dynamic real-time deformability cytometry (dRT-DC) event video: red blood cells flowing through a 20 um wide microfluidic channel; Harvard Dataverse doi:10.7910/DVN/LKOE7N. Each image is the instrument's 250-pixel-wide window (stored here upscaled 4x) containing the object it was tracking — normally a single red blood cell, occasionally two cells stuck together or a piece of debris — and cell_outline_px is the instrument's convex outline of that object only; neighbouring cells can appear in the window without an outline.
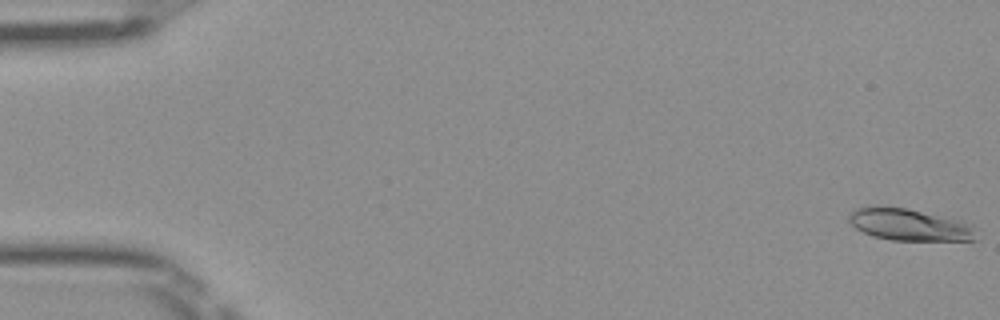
{"species": "Egyptian fruit bat (a non-hibernating species)", "species_latin": "Rousettus aegyptiacus", "temperature_condition": "room temperature", "stored_images_in_passage": 51, "camera_frame_rate_fps": 3000, "um_per_image_px": 0.085, "frame": {"image": 1, "passage_image": 1, "time_ms": 0.0, "image_size_px": [1000, 320], "cell_outline_px": [[976, 240], [892, 240], [872, 236], [856, 228], [848, 220], [848, 212], [856, 208], [880, 204], [908, 208], [960, 220], [972, 224], [976, 228]], "centroid_in_image_um": [77.27, 19.07], "position_along_channel_um": 7.7, "area_um2": 24.1}}
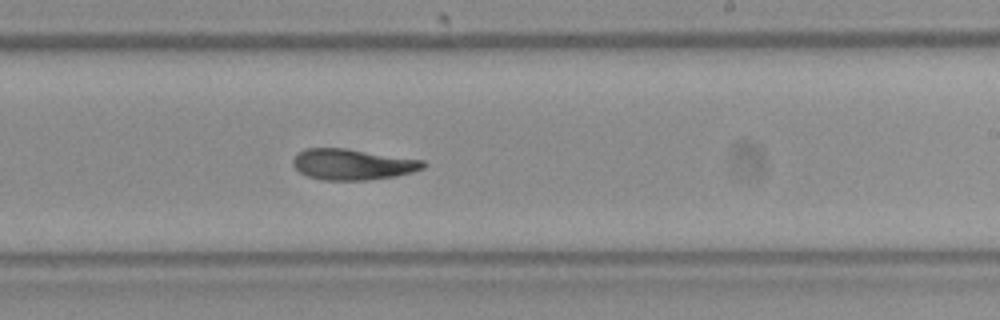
{"frame": {"image": 2, "passage_image": 31, "time_ms": 10.0, "image_size_px": [1000, 320], "cell_outline_px": [[428, 164], [424, 168], [412, 172], [396, 176], [368, 180], [320, 180], [308, 176], [300, 172], [292, 164], [292, 160], [296, 152], [304, 148], [344, 148], [424, 160]], "centroid_in_image_um": [29.95, 13.97], "position_along_channel_um": 259.0, "area_um2": 23.64}}
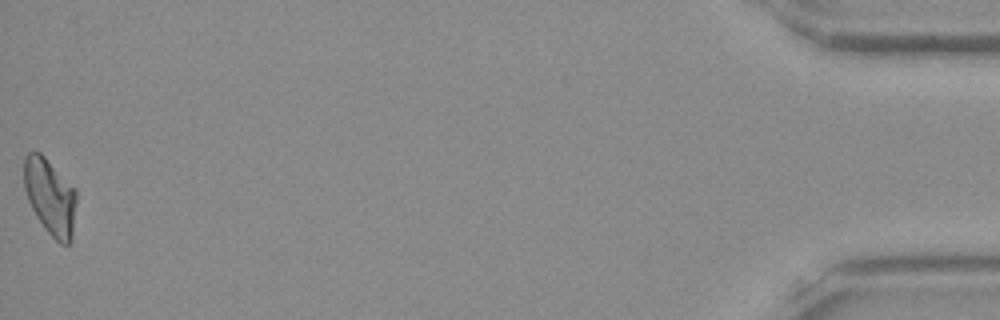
{"frame": {"image": 3, "passage_image": 51, "time_ms": 16.667, "image_size_px": [1000, 320], "cell_outline_px": [[76, 204], [72, 244], [60, 244], [44, 228], [36, 216], [28, 200], [24, 188], [24, 156], [28, 152], [40, 152], [76, 188]], "centroid_in_image_um": [4.28, 16.73], "position_along_channel_um": 430.9, "area_um2": 23.52}, "authors_computed_cell_mechanics": {"area_um2": 23.5246, "velocity_mm_per_s": 4.0268, "shape_relaxation_time_tau1_ms": null, "shape_relaxation_time_tau2_ms": 9.9482, "deformation_change_tau1": null, "deformation_change_tau2": 0.1506}}